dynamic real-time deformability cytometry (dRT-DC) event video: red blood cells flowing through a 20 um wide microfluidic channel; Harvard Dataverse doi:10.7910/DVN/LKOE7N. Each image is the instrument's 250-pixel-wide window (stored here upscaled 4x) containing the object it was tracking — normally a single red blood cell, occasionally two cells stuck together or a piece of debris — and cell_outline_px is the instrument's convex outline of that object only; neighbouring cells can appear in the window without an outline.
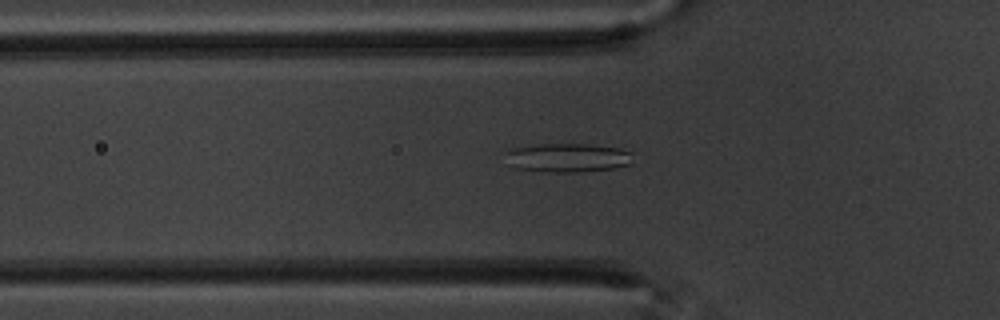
{"species": "common noctule bat (a hibernating species)", "species_latin": "Nyctalus noctula", "temperature_condition": "warm", "stored_images_in_passage": 54, "camera_frame_rate_fps": 3000, "um_per_image_px": 0.085, "animal": {"sex": "male", "body_mass_g": 20.1, "forearm_length_mm": 53.5}, "frame": {"image": 1, "passage_image": 16, "time_ms": 5.0, "image_size_px": [1000, 320], "cell_outline_px": [[632, 164], [616, 168], [580, 172], [548, 172], [516, 168], [504, 152], [512, 148], [540, 144], [588, 144], [620, 148], [632, 152]], "centroid_in_image_um": [48.33, 13.4], "position_along_channel_um": 77.5, "area_um2": 21.44}}
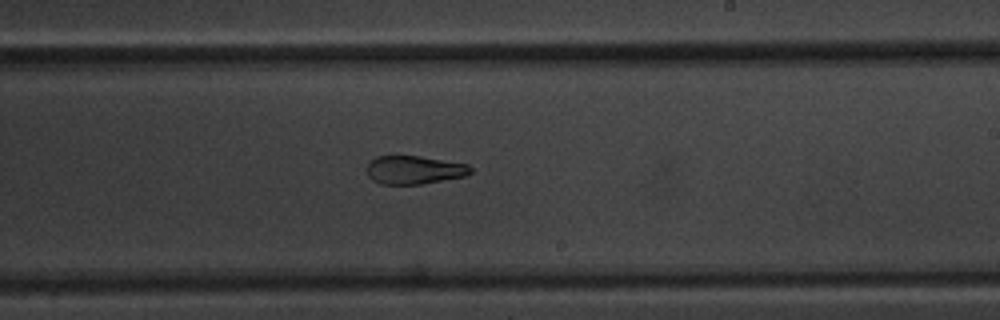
{"frame": {"image": 2, "passage_image": 31, "time_ms": 10.0, "image_size_px": [1000, 320], "cell_outline_px": [[472, 172], [468, 176], [420, 184], [380, 184], [372, 180], [368, 176], [368, 164], [376, 156], [420, 156], [468, 164], [472, 168]], "centroid_in_image_um": [35.24, 14.45], "position_along_channel_um": 253.8, "area_um2": 17.17}}
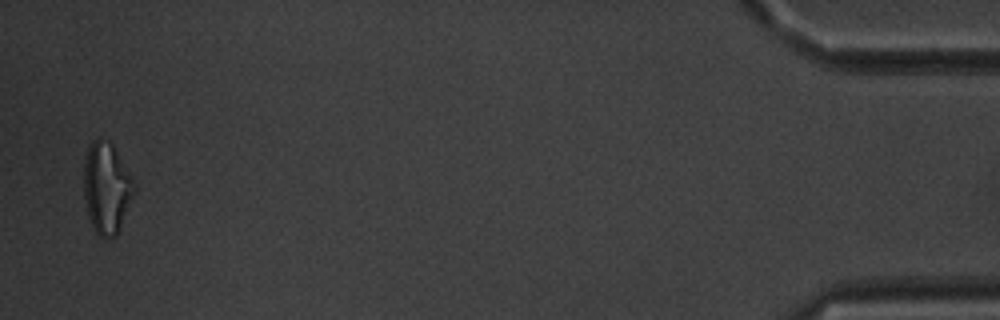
{"frame": {"image": 3, "passage_image": 53, "time_ms": 17.333, "image_size_px": [1000, 320], "cell_outline_px": [[136, 192], [120, 228], [116, 236], [108, 240], [104, 240], [92, 228], [88, 216], [84, 196], [84, 160], [88, 148], [92, 140], [100, 136], [108, 140], [112, 144], [136, 180]], "centroid_in_image_um": [9.09, 15.98], "position_along_channel_um": 426.1, "area_um2": 27.57}}